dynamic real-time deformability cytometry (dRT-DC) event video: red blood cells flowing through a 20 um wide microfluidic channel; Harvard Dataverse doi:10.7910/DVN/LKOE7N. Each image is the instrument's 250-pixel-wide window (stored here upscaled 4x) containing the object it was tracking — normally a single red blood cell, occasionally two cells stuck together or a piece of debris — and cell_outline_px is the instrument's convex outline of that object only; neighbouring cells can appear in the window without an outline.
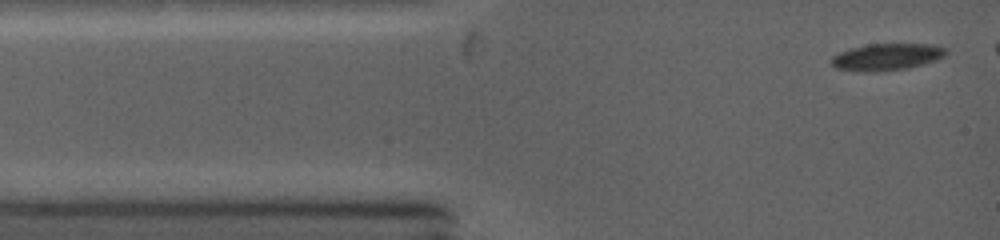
{"species": "common noctule bat (a hibernating species)", "species_latin": "Nyctalus noctula", "temperature_condition": "warm", "stored_images_in_passage": 6, "camera_frame_rate_fps": 5000, "um_per_image_px": 0.085, "animal": {"sex": "female", "body_mass_g": 19.0, "forearm_length_mm": 53.3}, "frame": {"image": 1, "passage_image": 1, "time_ms": 0.0, "image_size_px": [1000, 240], "cell_outline_px": [[948, 52], [944, 56], [920, 64], [900, 68], [840, 68], [832, 64], [832, 56], [840, 52], [872, 44], [932, 44], [948, 48]], "centroid_in_image_um": [75.5, 4.75], "position_along_channel_um": 9.5, "area_um2": 16.18}}